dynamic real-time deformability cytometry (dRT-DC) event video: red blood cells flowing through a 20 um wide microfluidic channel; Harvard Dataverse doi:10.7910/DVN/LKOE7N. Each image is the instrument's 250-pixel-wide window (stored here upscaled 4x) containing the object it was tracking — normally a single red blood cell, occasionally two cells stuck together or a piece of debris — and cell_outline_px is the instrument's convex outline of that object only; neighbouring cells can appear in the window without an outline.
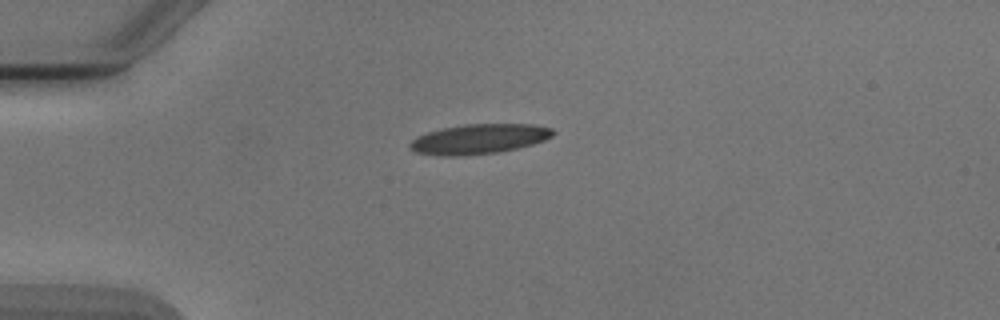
{"species": "Egyptian fruit bat (a non-hibernating species)", "species_latin": "Rousettus aegyptiacus", "temperature_condition": "cold", "stored_images_in_passage": 6, "camera_frame_rate_fps": 3000, "um_per_image_px": 0.085, "animal": {"sex": "male"}, "frame": {"image": 1, "passage_image": 1, "time_ms": 0.0, "image_size_px": [1000, 320], "cell_outline_px": [[556, 132], [552, 136], [544, 140], [532, 144], [500, 152], [460, 156], [440, 156], [416, 152], [408, 148], [408, 144], [412, 140], [428, 132], [444, 128], [464, 124], [532, 124], [552, 128]], "centroid_in_image_um": [40.72, 11.82], "position_along_channel_um": 44.3, "area_um2": 24.85}}
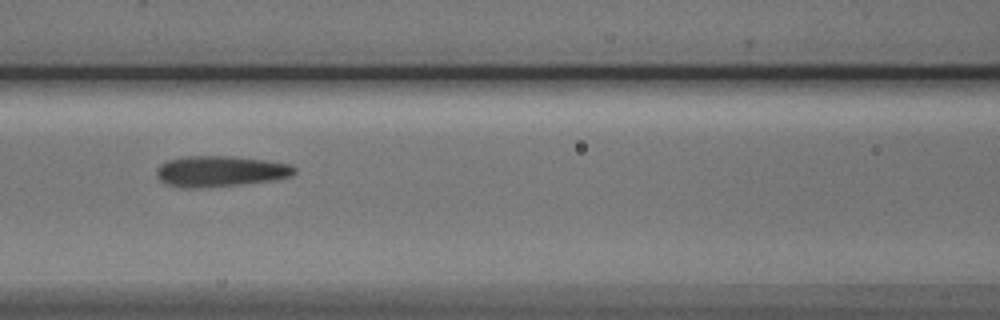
{"frame": {"image": 2, "passage_image": 4, "time_ms": 3.333, "image_size_px": [1000, 320], "cell_outline_px": [[296, 172], [292, 176], [276, 180], [240, 184], [196, 188], [184, 188], [164, 184], [156, 176], [156, 168], [160, 164], [168, 160], [184, 156], [232, 156], [264, 160], [288, 164], [296, 168]], "centroid_in_image_um": [18.69, 14.56], "position_along_channel_um": 147.9, "area_um2": 24.91}}
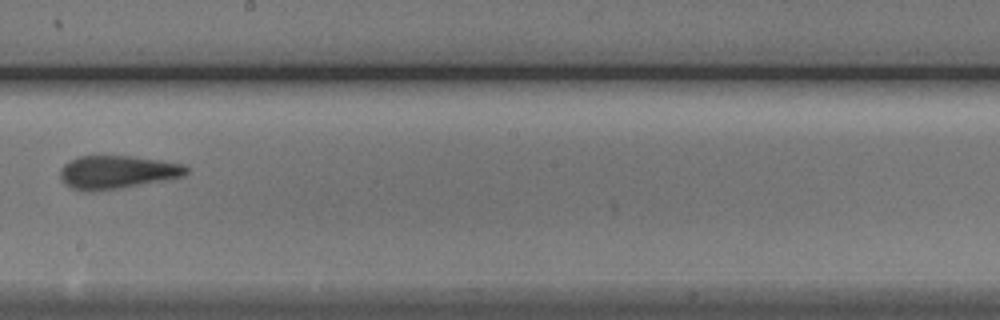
{"frame": {"image": 3, "passage_image": 6, "time_ms": 5.667, "image_size_px": [1000, 320], "cell_outline_px": [[188, 172], [184, 176], [164, 180], [120, 188], [92, 192], [84, 192], [72, 188], [64, 184], [60, 176], [60, 168], [64, 164], [80, 156], [132, 156], [160, 160], [184, 164], [188, 168]], "centroid_in_image_um": [9.94, 14.64], "position_along_channel_um": 238.3, "area_um2": 24.45}}